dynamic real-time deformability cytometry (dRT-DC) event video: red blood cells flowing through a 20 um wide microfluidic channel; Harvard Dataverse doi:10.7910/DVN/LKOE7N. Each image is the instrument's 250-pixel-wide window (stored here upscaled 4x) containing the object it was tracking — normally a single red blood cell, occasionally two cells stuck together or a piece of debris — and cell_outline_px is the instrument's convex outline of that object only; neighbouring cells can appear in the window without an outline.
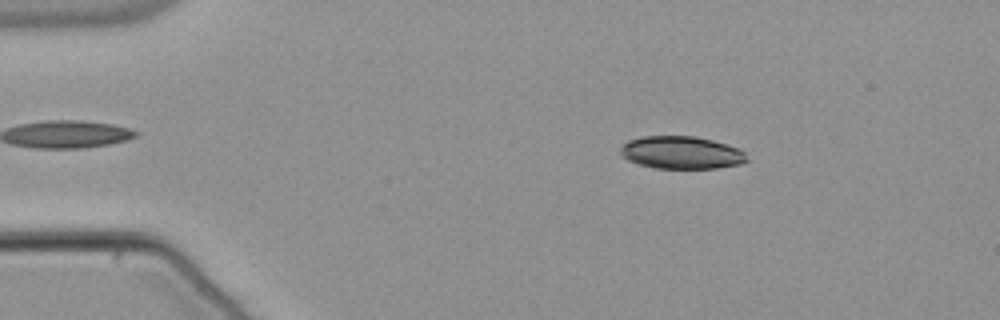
{"species": "common noctule bat (a hibernating species)", "species_latin": "Nyctalus noctula", "temperature_condition": "warm", "stored_images_in_passage": 53, "camera_frame_rate_fps": 3000, "um_per_image_px": 0.085, "animal": {"sex": "male", "body_mass_g": 21.5, "forearm_length_mm": 52.0}, "frame": {"image": 1, "passage_image": 8, "time_ms": 2.333, "image_size_px": [1000, 320], "cell_outline_px": [[748, 160], [740, 164], [716, 168], [656, 168], [640, 164], [628, 160], [620, 156], [620, 148], [628, 140], [644, 136], [696, 136], [712, 140], [740, 148], [744, 152]], "centroid_in_image_um": [57.91, 12.96], "position_along_channel_um": 27.1, "area_um2": 24.04}}
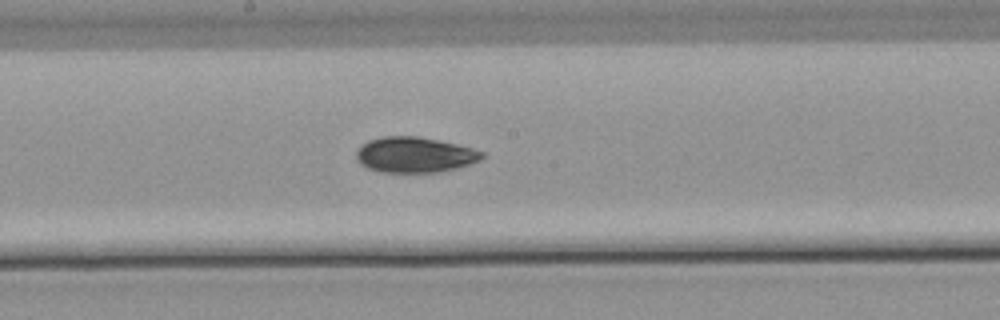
{"frame": {"image": 2, "passage_image": 28, "time_ms": 9.0, "image_size_px": [1000, 320], "cell_outline_px": [[484, 156], [480, 160], [456, 168], [436, 172], [384, 172], [368, 168], [360, 164], [356, 160], [356, 152], [368, 140], [384, 136], [416, 136], [440, 140], [472, 148], [484, 152]], "centroid_in_image_um": [35.24, 13.15], "position_along_channel_um": 213.0, "area_um2": 25.84}}
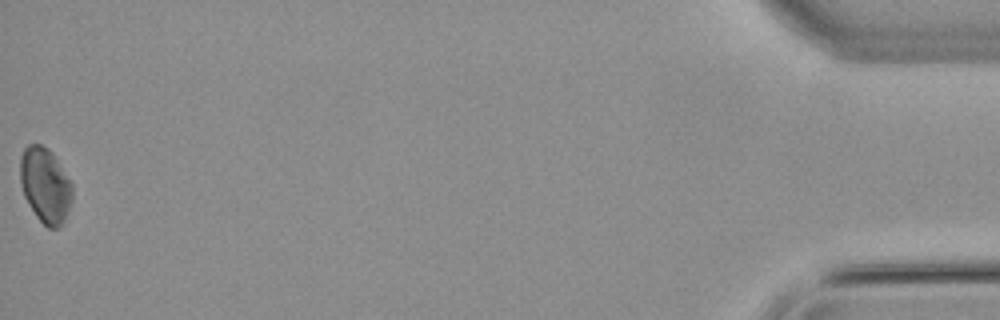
{"frame": {"image": 3, "passage_image": 53, "time_ms": 17.333, "image_size_px": [1000, 320], "cell_outline_px": [[72, 200], [64, 220], [60, 228], [48, 228], [36, 216], [28, 204], [24, 196], [20, 184], [20, 156], [24, 148], [28, 144], [40, 144], [48, 148], [52, 152], [72, 184]], "centroid_in_image_um": [3.83, 15.74], "position_along_channel_um": 431.4, "area_um2": 22.89}, "authors_computed_cell_mechanics": {"area_um2": 24.7962, "velocity_mm_per_s": 3.811, "shape_relaxation_time_tau1_ms": 2.0577, "shape_relaxation_time_tau2_ms": null, "deformation_change_tau1": 0.1005, "deformation_change_tau2": null}}